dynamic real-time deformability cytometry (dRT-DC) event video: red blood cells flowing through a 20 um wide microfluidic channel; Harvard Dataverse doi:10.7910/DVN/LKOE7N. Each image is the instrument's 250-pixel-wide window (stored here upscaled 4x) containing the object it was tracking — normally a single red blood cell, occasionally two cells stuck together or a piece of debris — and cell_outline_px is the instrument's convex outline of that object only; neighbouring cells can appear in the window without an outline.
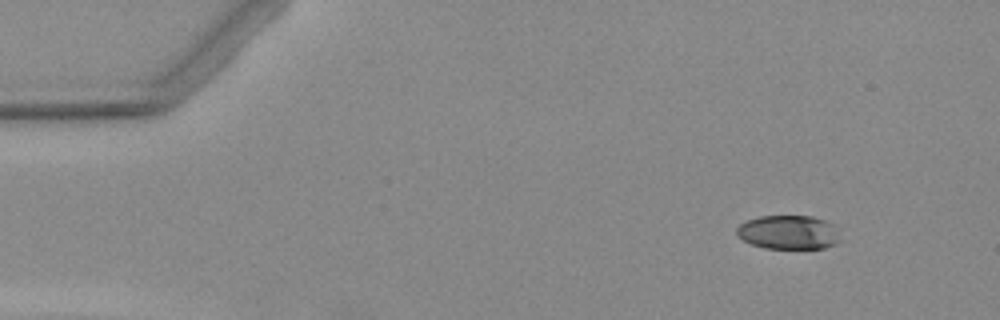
{"species": "Egyptian fruit bat (a non-hibernating species)", "species_latin": "Rousettus aegyptiacus", "temperature_condition": "warm", "stored_images_in_passage": 3, "camera_frame_rate_fps": 3000, "um_per_image_px": 0.085, "animal": {"sex": "female"}, "frame": {"image": 1, "passage_image": 1, "time_ms": 0.0, "image_size_px": [1000, 320], "cell_outline_px": [[840, 232], [836, 244], [824, 248], [764, 248], [752, 244], [736, 236], [736, 228], [740, 224], [748, 220], [760, 216], [812, 216], [824, 220], [832, 224]], "centroid_in_image_um": [67.01, 19.74], "position_along_channel_um": 18.0, "area_um2": 20.46}}
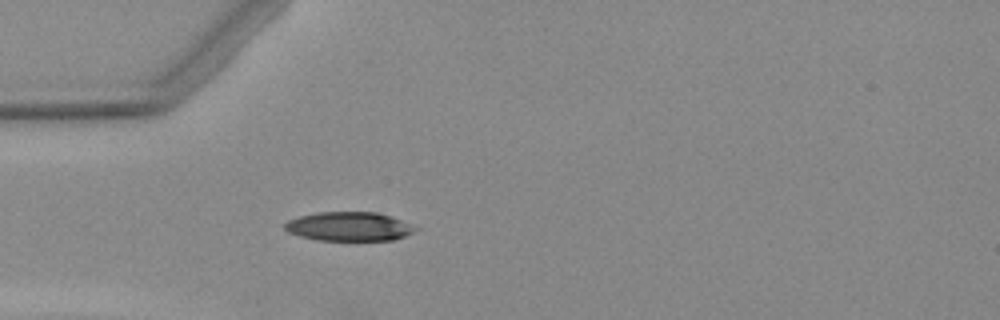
{"frame": {"image": 2, "passage_image": 3, "time_ms": 3.333, "image_size_px": [1000, 320], "cell_outline_px": [[420, 228], [416, 232], [396, 240], [316, 240], [300, 236], [288, 232], [284, 228], [284, 224], [288, 220], [300, 216], [320, 212], [376, 212], [412, 224]], "centroid_in_image_um": [29.71, 19.26], "position_along_channel_um": 55.3, "area_um2": 22.14}}